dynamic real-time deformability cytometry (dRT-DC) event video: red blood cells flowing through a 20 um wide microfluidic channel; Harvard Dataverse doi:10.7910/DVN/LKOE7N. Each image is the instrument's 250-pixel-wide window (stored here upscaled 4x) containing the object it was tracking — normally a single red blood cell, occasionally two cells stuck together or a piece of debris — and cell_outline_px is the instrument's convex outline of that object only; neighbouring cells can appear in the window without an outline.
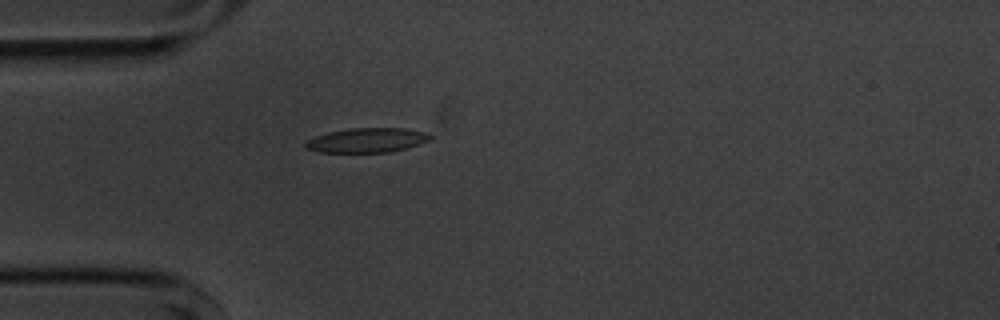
{"species": "common noctule bat (a hibernating species)", "species_latin": "Nyctalus noctula", "temperature_condition": "cold", "stored_images_in_passage": 41, "camera_frame_rate_fps": 3000, "um_per_image_px": 0.085, "animal": {"sex": "male", "body_mass_g": 20.1, "forearm_length_mm": 53.5}, "frame": {"image": 1, "passage_image": 1, "time_ms": 0.0, "image_size_px": [1000, 320], "cell_outline_px": [[432, 140], [404, 148], [388, 152], [320, 152], [304, 148], [304, 140], [328, 132], [348, 128], [404, 128], [424, 132], [432, 136]], "centroid_in_image_um": [31.14, 11.91], "position_along_channel_um": 53.9, "area_um2": 17.8}}
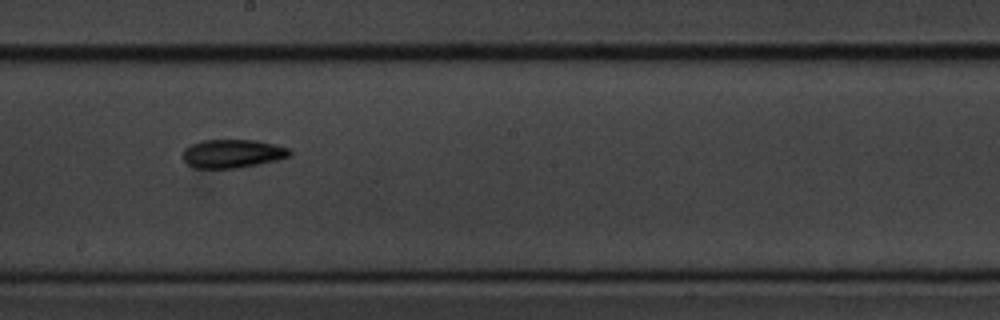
{"frame": {"image": 2, "passage_image": 16, "time_ms": 5.0, "image_size_px": [1000, 320], "cell_outline_px": [[292, 156], [276, 160], [236, 168], [192, 168], [184, 160], [184, 148], [192, 144], [204, 140], [256, 140], [276, 144], [292, 148]], "centroid_in_image_um": [19.81, 13.05], "position_along_channel_um": 228.4, "area_um2": 17.8}}
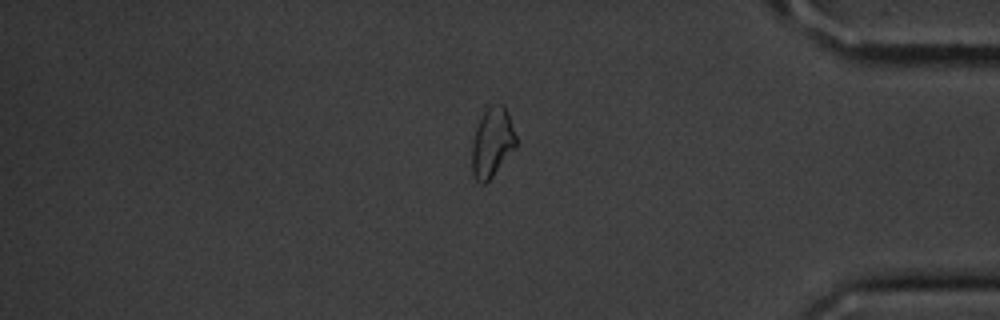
{"frame": {"image": 3, "passage_image": 32, "time_ms": 10.333, "image_size_px": [1000, 320], "cell_outline_px": [[516, 148], [492, 176], [484, 184], [480, 184], [476, 180], [472, 172], [472, 144], [476, 128], [484, 112], [492, 104], [504, 104], [508, 112], [516, 136]], "centroid_in_image_um": [41.84, 12.11], "position_along_channel_um": 393.4, "area_um2": 17.74}, "authors_computed_cell_mechanics": {"area_um2": 17.5712, "velocity_mm_per_s": 3.6062, "shape_relaxation_time_tau1_ms": 5.4617, "shape_relaxation_time_tau2_ms": 10.2657, "deformation_change_tau1": 0.1298, "deformation_change_tau2": 0.1664}}